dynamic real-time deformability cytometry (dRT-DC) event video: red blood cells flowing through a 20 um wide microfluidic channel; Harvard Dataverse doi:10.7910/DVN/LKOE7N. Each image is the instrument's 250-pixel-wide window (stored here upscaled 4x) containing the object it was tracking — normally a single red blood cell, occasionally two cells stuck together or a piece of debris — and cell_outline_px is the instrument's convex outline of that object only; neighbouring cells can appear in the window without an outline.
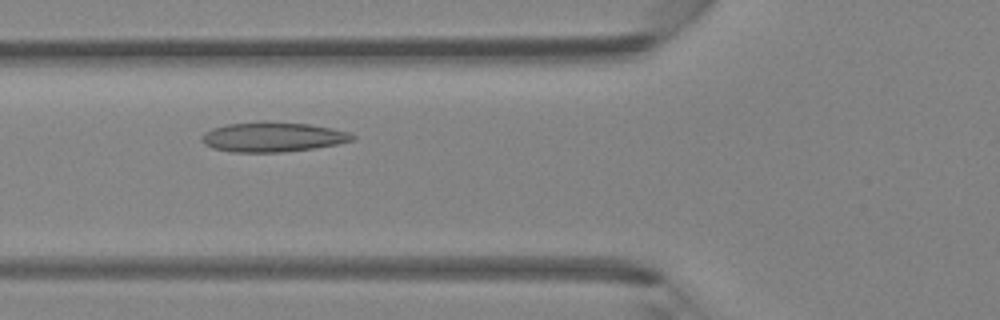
{"species": "Egyptian fruit bat (a non-hibernating species)", "species_latin": "Rousettus aegyptiacus", "temperature_condition": "room temperature", "stored_images_in_passage": 39, "camera_frame_rate_fps": 3000, "um_per_image_px": 0.085, "animal": {"sex": "female"}, "frame": {"image": 1, "passage_image": 11, "time_ms": 3.333, "image_size_px": [1000, 320], "cell_outline_px": [[356, 140], [336, 144], [312, 148], [284, 152], [232, 152], [212, 148], [204, 144], [200, 140], [200, 136], [204, 132], [212, 128], [228, 124], [264, 120], [308, 124], [332, 128], [348, 132], [356, 136]], "centroid_in_image_um": [23.15, 11.63], "position_along_channel_um": 102.7, "area_um2": 26.41}}
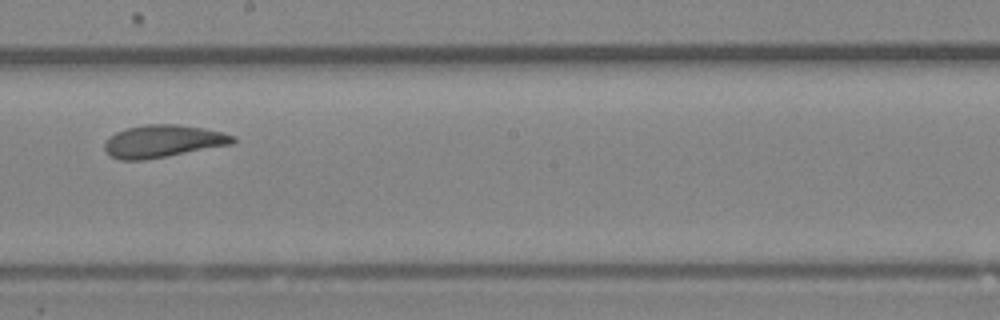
{"frame": {"image": 2, "passage_image": 20, "time_ms": 6.333, "image_size_px": [1000, 320], "cell_outline_px": [[236, 140], [232, 144], [168, 156], [144, 160], [120, 160], [112, 156], [104, 148], [104, 144], [116, 132], [128, 128], [144, 124], [176, 124], [204, 128], [224, 132], [236, 136]], "centroid_in_image_um": [13.9, 12.0], "position_along_channel_um": 234.3, "area_um2": 24.16}}
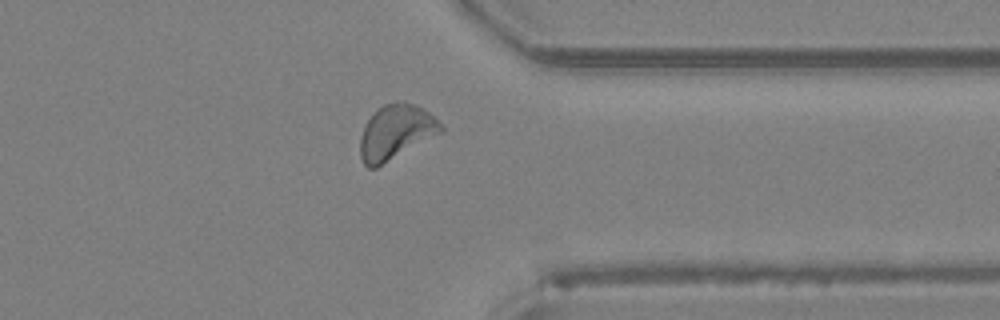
{"frame": {"image": 3, "passage_image": 30, "time_ms": 9.667, "image_size_px": [1000, 320], "cell_outline_px": [[444, 132], [376, 168], [368, 168], [364, 164], [360, 156], [360, 136], [368, 120], [384, 104], [404, 100], [428, 112], [444, 128]], "centroid_in_image_um": [33.65, 11.26], "position_along_channel_um": 377.7, "area_um2": 25.49}}